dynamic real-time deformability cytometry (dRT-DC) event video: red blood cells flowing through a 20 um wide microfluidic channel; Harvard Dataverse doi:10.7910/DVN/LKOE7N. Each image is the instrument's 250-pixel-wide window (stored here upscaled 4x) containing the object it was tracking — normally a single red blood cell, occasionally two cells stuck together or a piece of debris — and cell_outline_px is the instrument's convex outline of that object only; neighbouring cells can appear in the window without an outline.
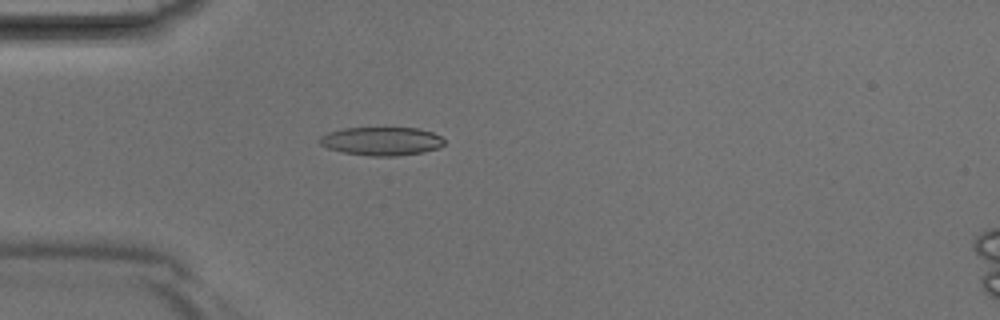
{"species": "Egyptian fruit bat (a non-hibernating species)", "species_latin": "Rousettus aegyptiacus", "temperature_condition": "room temperature", "stored_images_in_passage": 41, "camera_frame_rate_fps": 3000, "um_per_image_px": 0.085, "animal": {"sex": "male"}, "frame": {"image": 1, "passage_image": 12, "time_ms": 3.667, "image_size_px": [1000, 320], "cell_outline_px": [[444, 144], [440, 148], [424, 152], [396, 156], [368, 156], [344, 152], [328, 148], [320, 144], [320, 136], [328, 132], [344, 128], [420, 128], [432, 132], [440, 136], [444, 140]], "centroid_in_image_um": [32.46, 12.0], "position_along_channel_um": 52.5, "area_um2": 20.69}}
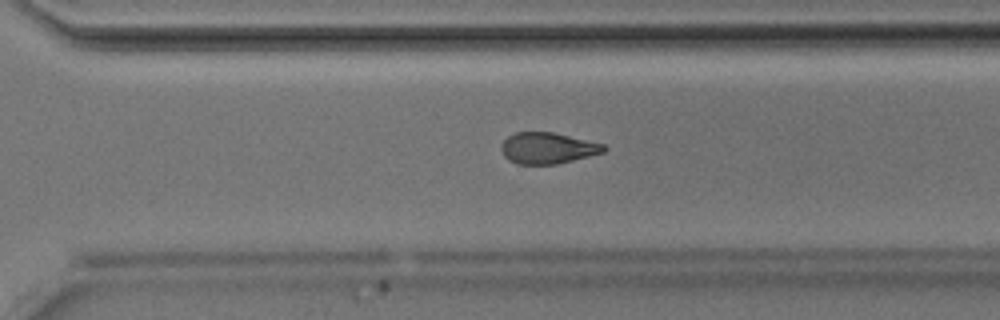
{"frame": {"image": 2, "passage_image": 29, "time_ms": 9.333, "image_size_px": [1000, 320], "cell_outline_px": [[608, 148], [604, 152], [556, 164], [516, 164], [508, 160], [504, 156], [500, 148], [504, 140], [508, 136], [516, 132], [552, 132], [604, 144]], "centroid_in_image_um": [46.52, 12.59], "position_along_channel_um": 324.1, "area_um2": 18.55}}
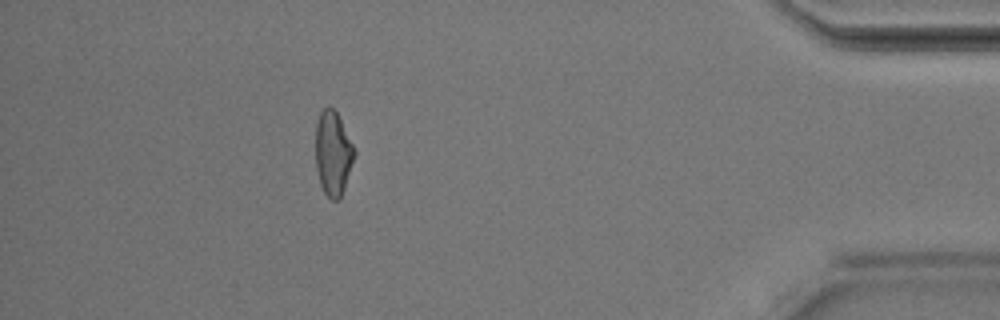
{"frame": {"image": 3, "passage_image": 37, "time_ms": 12.0, "image_size_px": [1000, 320], "cell_outline_px": [[356, 152], [340, 200], [332, 200], [324, 192], [320, 184], [316, 168], [316, 124], [320, 112], [328, 104], [336, 112], [356, 148]], "centroid_in_image_um": [28.31, 13.02], "position_along_channel_um": 406.9, "area_um2": 19.07}}